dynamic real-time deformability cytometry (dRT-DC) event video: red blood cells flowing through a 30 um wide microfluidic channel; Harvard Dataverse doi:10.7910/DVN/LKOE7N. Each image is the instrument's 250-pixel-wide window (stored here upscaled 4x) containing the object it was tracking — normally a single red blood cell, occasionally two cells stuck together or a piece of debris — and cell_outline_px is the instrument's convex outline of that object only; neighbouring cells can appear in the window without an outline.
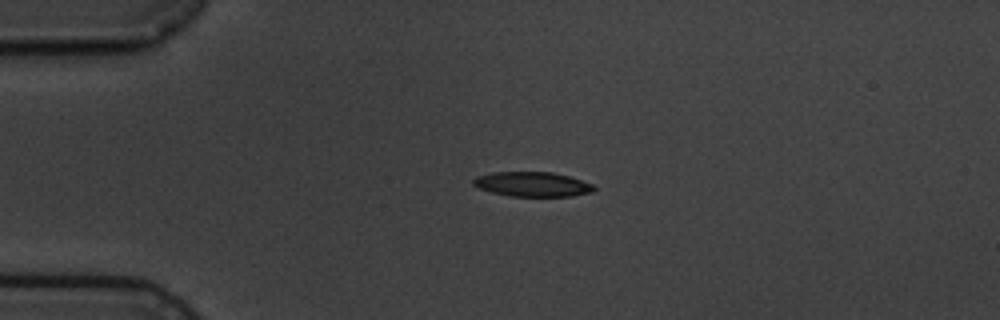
{"species": "common noctule bat (a hibernating species)", "species_latin": "Nyctalus noctula", "temperature_condition": "cold", "stored_images_in_passage": 5, "camera_frame_rate_fps": 3000, "um_per_image_px": 0.085, "animal": {"sex": "male", "body_mass_g": 19.5, "forearm_length_mm": 54.6}, "frame": {"image": 1, "passage_image": 4, "time_ms": 3.667, "image_size_px": [1000, 320], "cell_outline_px": [[596, 188], [592, 192], [572, 196], [512, 196], [492, 192], [480, 188], [472, 184], [472, 180], [476, 176], [492, 172], [552, 172], [568, 176], [592, 184]], "centroid_in_image_um": [45.24, 15.65], "position_along_channel_um": 39.8, "area_um2": 17.22}}